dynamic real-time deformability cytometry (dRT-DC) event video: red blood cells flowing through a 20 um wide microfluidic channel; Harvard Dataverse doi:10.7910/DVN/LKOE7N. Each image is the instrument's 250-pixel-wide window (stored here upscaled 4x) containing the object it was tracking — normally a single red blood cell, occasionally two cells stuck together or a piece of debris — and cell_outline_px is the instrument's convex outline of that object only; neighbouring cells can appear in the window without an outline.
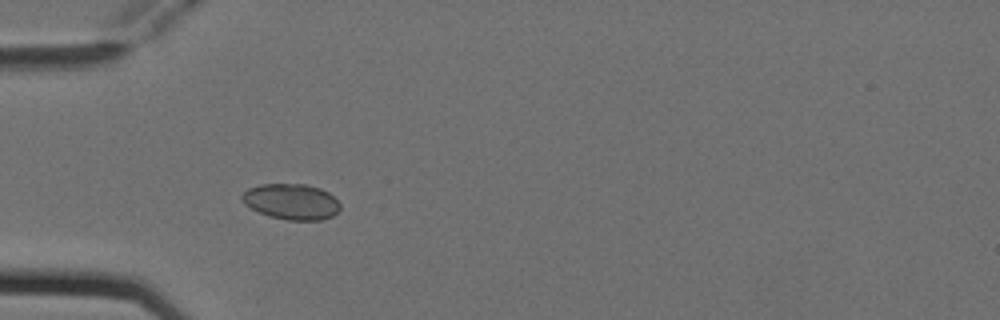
{"species": "Egyptian fruit bat (a non-hibernating species)", "species_latin": "Rousettus aegyptiacus", "temperature_condition": "cold", "stored_images_in_passage": 3, "camera_frame_rate_fps": 3000, "um_per_image_px": 0.085, "animal": {"sex": "female"}, "frame": {"image": 1, "passage_image": 2, "time_ms": 0.333, "image_size_px": [1000, 320], "cell_outline_px": [[340, 208], [332, 216], [320, 220], [288, 220], [268, 216], [244, 204], [240, 200], [240, 196], [248, 188], [260, 184], [304, 184], [320, 188], [328, 192], [340, 204]], "centroid_in_image_um": [24.74, 17.13], "position_along_channel_um": 60.3, "area_um2": 20.4}}
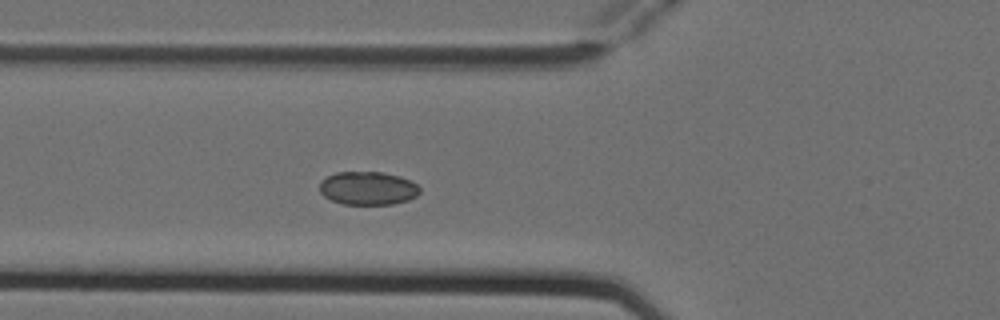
{"frame": {"image": 2, "passage_image": 3, "time_ms": 0.667, "image_size_px": [1000, 320], "cell_outline_px": [[420, 192], [416, 196], [408, 200], [392, 204], [344, 204], [332, 200], [324, 196], [320, 192], [320, 180], [336, 172], [380, 172], [400, 176], [416, 184], [420, 188]], "centroid_in_image_um": [31.26, 16.0], "position_along_channel_um": 94.5, "area_um2": 19.36}}